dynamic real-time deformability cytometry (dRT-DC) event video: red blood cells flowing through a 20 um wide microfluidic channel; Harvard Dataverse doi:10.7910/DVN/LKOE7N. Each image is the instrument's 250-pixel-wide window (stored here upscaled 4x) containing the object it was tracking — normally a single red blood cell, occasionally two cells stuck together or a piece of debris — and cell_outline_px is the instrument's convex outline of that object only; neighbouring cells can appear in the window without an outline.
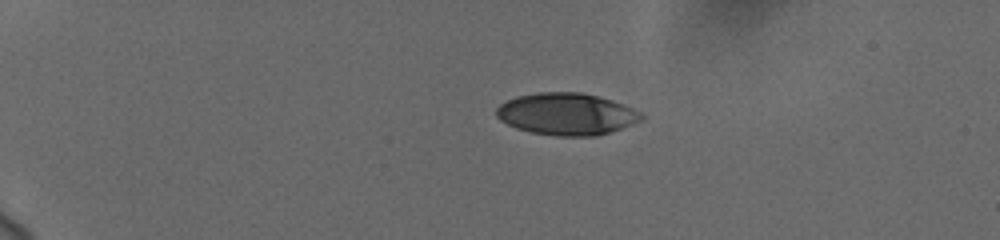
{"species": "human", "species_latin": "Homo sapiens", "temperature_condition": "cold", "stored_images_in_passage": 34, "camera_frame_rate_fps": 3000, "um_per_image_px": 0.085, "donor": {"sex": "female"}, "frame": {"image": 1, "passage_image": 1, "time_ms": 0.0, "image_size_px": [1000, 240], "cell_outline_px": [[644, 116], [640, 120], [632, 124], [596, 136], [556, 136], [532, 132], [516, 128], [500, 120], [496, 116], [496, 108], [500, 104], [516, 96], [540, 92], [580, 92], [612, 100], [632, 108], [640, 112]], "centroid_in_image_um": [48.13, 9.69], "position_along_channel_um": 36.9, "area_um2": 35.2}}
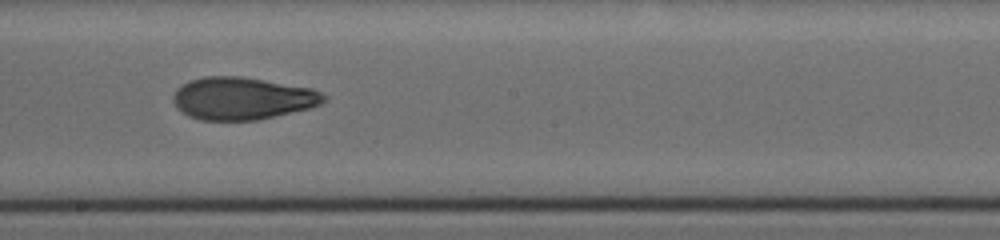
{"frame": {"image": 2, "passage_image": 15, "time_ms": 7.333, "image_size_px": [1000, 240], "cell_outline_px": [[328, 96], [320, 104], [308, 108], [256, 120], [200, 120], [188, 116], [180, 112], [176, 108], [172, 100], [172, 96], [176, 88], [180, 84], [204, 76], [240, 76], [312, 88]], "centroid_in_image_um": [20.53, 8.36], "position_along_channel_um": 227.7, "area_um2": 37.28}}
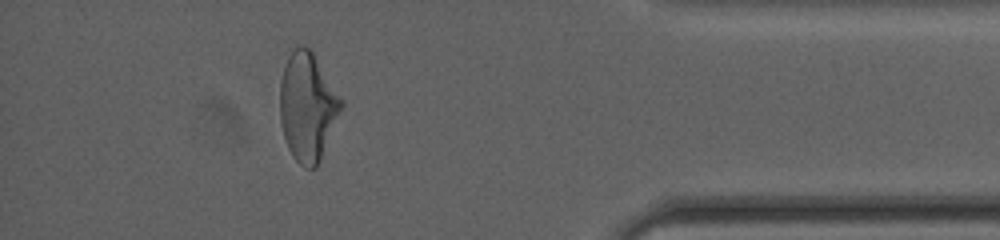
{"frame": {"image": 3, "passage_image": 29, "time_ms": 13.0, "image_size_px": [1000, 240], "cell_outline_px": [[344, 104], [320, 160], [316, 168], [304, 168], [292, 156], [288, 148], [284, 136], [280, 120], [280, 80], [288, 56], [300, 44], [304, 44], [312, 52], [344, 100]], "centroid_in_image_um": [26.15, 9.08], "position_along_channel_um": 409.1, "area_um2": 38.55}, "authors_computed_cell_mechanics": {"area_um2": 37.3388, "velocity_mm_per_s": 3.7084, "shape_relaxation_time_tau1_ms": 5.8898, "shape_relaxation_time_tau2_ms": 2.8807, "deformation_change_tau1": 0.1913, "deformation_change_tau2": 0.0969}}